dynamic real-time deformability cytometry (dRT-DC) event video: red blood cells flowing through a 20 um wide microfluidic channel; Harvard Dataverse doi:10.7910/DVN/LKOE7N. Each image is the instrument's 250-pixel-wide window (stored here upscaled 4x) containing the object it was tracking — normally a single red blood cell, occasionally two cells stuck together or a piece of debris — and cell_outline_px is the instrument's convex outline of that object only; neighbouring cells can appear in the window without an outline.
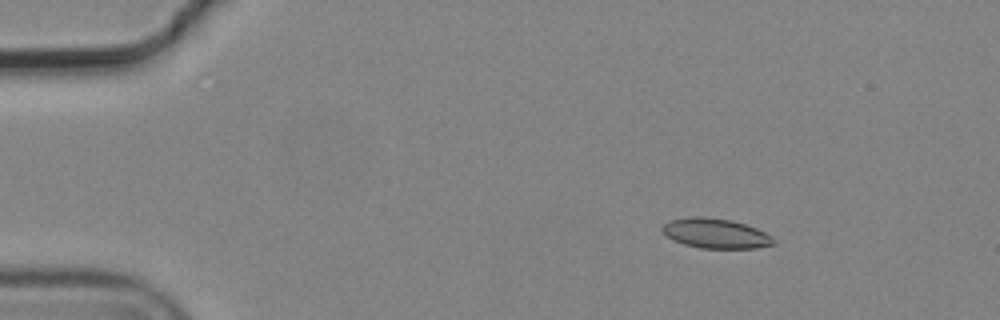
{"species": "common noctule bat (a hibernating species)", "species_latin": "Nyctalus noctula", "temperature_condition": "cold", "stored_images_in_passage": 6, "camera_frame_rate_fps": 3000, "um_per_image_px": 0.085, "animal": {"sex": "male", "body_mass_g": 19.2, "forearm_length_mm": 51.8}, "frame": {"image": 1, "passage_image": 2, "time_ms": 0.333, "image_size_px": [1000, 320], "cell_outline_px": [[776, 244], [756, 248], [700, 248], [684, 244], [668, 236], [660, 228], [668, 220], [692, 216], [704, 216], [732, 220], [756, 228], [772, 236], [776, 240]], "centroid_in_image_um": [60.85, 19.83], "position_along_channel_um": 24.1, "area_um2": 19.36}}
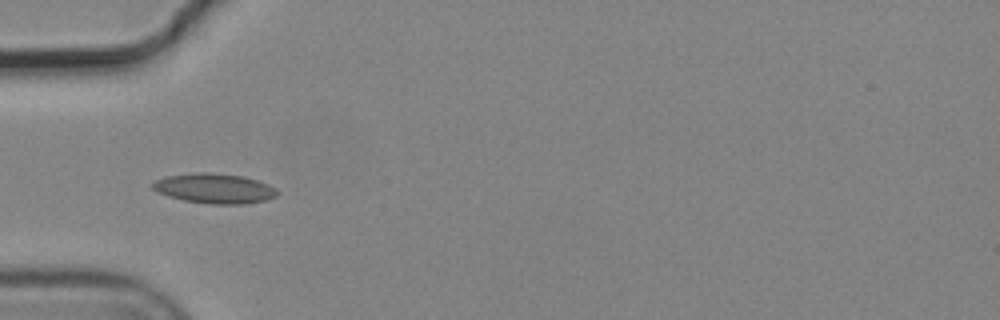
{"frame": {"image": 2, "passage_image": 4, "time_ms": 1.0, "image_size_px": [1000, 320], "cell_outline_px": [[280, 192], [276, 196], [264, 200], [244, 204], [212, 204], [184, 200], [168, 196], [156, 192], [152, 188], [152, 184], [156, 180], [164, 176], [196, 172], [212, 172], [244, 176], [268, 184], [276, 188]], "centroid_in_image_um": [18.22, 16.0], "position_along_channel_um": 66.8, "area_um2": 21.85}}
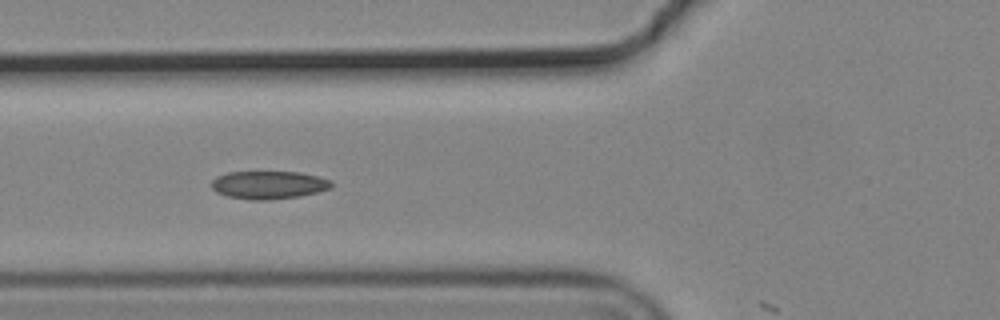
{"frame": {"image": 3, "passage_image": 5, "time_ms": 1.333, "image_size_px": [1000, 320], "cell_outline_px": [[332, 188], [300, 196], [268, 200], [252, 200], [228, 196], [216, 192], [212, 188], [212, 180], [216, 176], [228, 172], [300, 172], [332, 180]], "centroid_in_image_um": [22.84, 15.72], "position_along_channel_um": 103.0, "area_um2": 19.54}}